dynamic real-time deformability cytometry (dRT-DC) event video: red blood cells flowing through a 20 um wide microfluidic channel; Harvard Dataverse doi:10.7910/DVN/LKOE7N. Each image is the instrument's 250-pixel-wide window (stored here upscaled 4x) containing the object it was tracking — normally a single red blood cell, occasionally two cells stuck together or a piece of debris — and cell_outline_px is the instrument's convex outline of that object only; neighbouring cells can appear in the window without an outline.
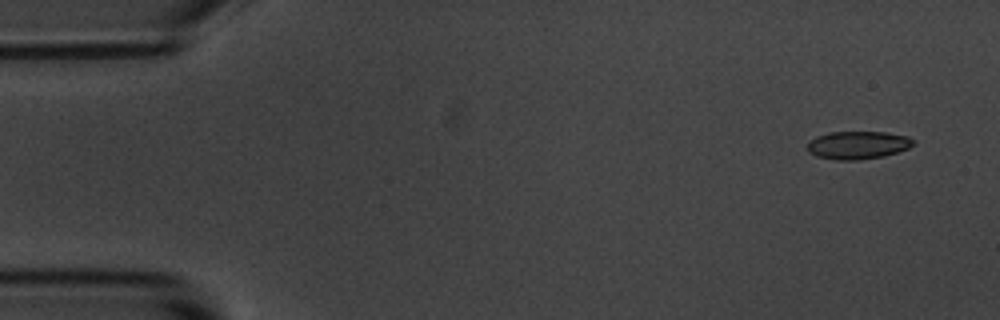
{"species": "common noctule bat (a hibernating species)", "species_latin": "Nyctalus noctula", "temperature_condition": "room temperature", "stored_images_in_passage": 5, "camera_frame_rate_fps": 3000, "um_per_image_px": 0.085, "animal": {"sex": "male", "body_mass_g": 20.1, "forearm_length_mm": 53.5}, "frame": {"image": 1, "passage_image": 1, "time_ms": 0.0, "image_size_px": [1000, 320], "cell_outline_px": [[916, 144], [908, 148], [884, 156], [860, 160], [836, 160], [816, 156], [808, 152], [808, 140], [816, 136], [828, 132], [888, 132], [908, 136], [916, 140]], "centroid_in_image_um": [72.93, 12.33], "position_along_channel_um": 12.1, "area_um2": 17.51}}
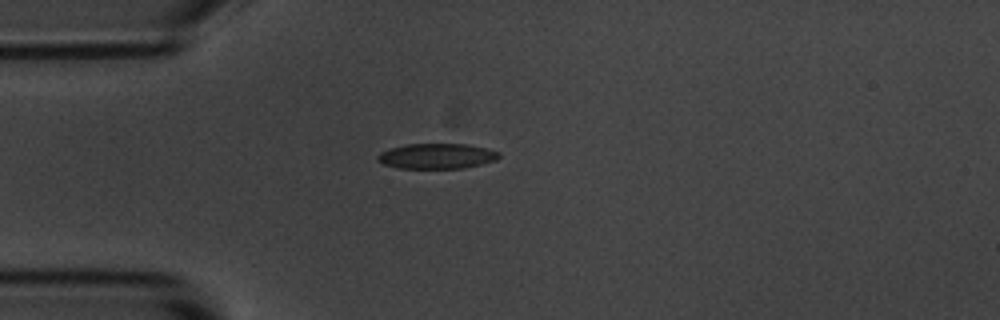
{"frame": {"image": 2, "passage_image": 4, "time_ms": 3.667, "image_size_px": [1000, 320], "cell_outline_px": [[500, 156], [496, 160], [464, 168], [396, 168], [384, 164], [376, 156], [380, 152], [392, 148], [408, 144], [468, 144], [500, 152]], "centroid_in_image_um": [37.14, 13.27], "position_along_channel_um": 47.9, "area_um2": 17.69}}